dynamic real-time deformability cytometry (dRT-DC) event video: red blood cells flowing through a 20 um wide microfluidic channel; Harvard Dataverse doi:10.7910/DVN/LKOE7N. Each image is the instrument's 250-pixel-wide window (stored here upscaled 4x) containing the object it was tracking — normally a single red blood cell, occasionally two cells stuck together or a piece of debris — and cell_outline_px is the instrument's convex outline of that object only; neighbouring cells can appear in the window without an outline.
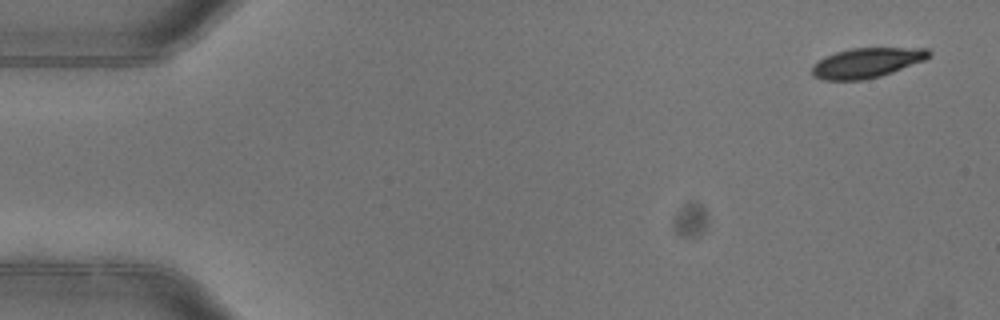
{"species": "common noctule bat (a hibernating species)", "species_latin": "Nyctalus noctula", "temperature_condition": "warm", "stored_images_in_passage": 5, "camera_frame_rate_fps": 3000, "um_per_image_px": 0.085, "animal": {"sex": "female"}, "frame": {"image": 1, "passage_image": 1, "time_ms": 0.0, "image_size_px": [1000, 320], "cell_outline_px": [[932, 56], [924, 60], [892, 72], [880, 76], [864, 80], [824, 80], [812, 76], [812, 64], [824, 56], [836, 52], [852, 48], [928, 48], [932, 52]], "centroid_in_image_um": [73.66, 5.33], "position_along_channel_um": 11.3, "area_um2": 20.46}}